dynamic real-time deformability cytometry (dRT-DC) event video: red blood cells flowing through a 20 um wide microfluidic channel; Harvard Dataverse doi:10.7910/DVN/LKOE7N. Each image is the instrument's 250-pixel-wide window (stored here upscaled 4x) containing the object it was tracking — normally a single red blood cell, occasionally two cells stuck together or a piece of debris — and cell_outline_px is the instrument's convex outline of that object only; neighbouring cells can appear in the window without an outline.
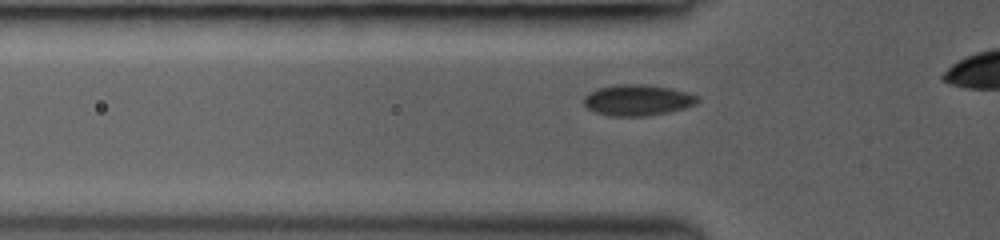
{"species": "common noctule bat (a hibernating species)", "species_latin": "Nyctalus noctula", "temperature_condition": "room temperature", "stored_images_in_passage": 33, "camera_frame_rate_fps": 3000, "um_per_image_px": 0.085, "animal": {"sex": "female", "body_mass_g": 19.0, "forearm_length_mm": 53.3}, "frame": {"image": 1, "passage_image": 6, "time_ms": 1.667, "image_size_px": [1000, 240], "cell_outline_px": [[700, 100], [696, 104], [684, 108], [668, 112], [648, 116], [612, 116], [592, 112], [584, 104], [584, 96], [596, 88], [620, 84], [644, 84], [672, 88], [688, 92], [700, 96]], "centroid_in_image_um": [54.21, 8.51], "position_along_channel_um": 71.6, "area_um2": 20.81}}
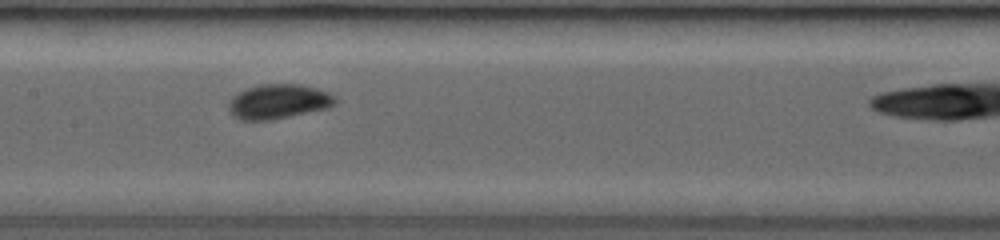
{"frame": {"image": 2, "passage_image": 16, "time_ms": 4.333, "image_size_px": [1000, 240], "cell_outline_px": [[336, 104], [328, 108], [268, 120], [240, 120], [232, 116], [228, 108], [228, 104], [232, 96], [248, 88], [260, 84], [300, 84], [316, 88], [328, 92], [336, 96]], "centroid_in_image_um": [23.66, 8.63], "position_along_channel_um": 183.7, "area_um2": 21.44}}
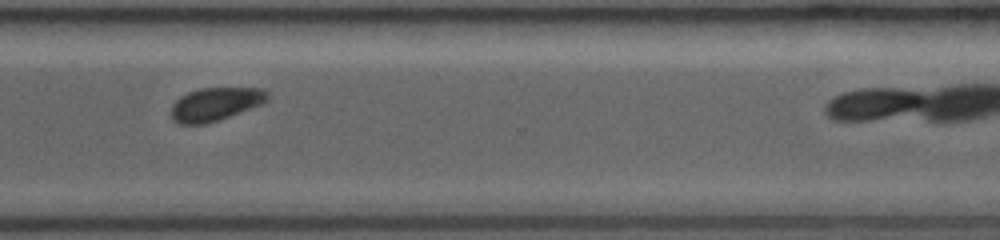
{"frame": {"image": 3, "passage_image": 32, "time_ms": 8.333, "image_size_px": [1000, 240], "cell_outline_px": [[272, 96], [268, 100], [260, 104], [220, 120], [204, 124], [180, 124], [172, 120], [172, 104], [180, 96], [188, 92], [200, 88], [264, 88]], "centroid_in_image_um": [18.32, 8.84], "position_along_channel_um": 352.3, "area_um2": 18.73}}